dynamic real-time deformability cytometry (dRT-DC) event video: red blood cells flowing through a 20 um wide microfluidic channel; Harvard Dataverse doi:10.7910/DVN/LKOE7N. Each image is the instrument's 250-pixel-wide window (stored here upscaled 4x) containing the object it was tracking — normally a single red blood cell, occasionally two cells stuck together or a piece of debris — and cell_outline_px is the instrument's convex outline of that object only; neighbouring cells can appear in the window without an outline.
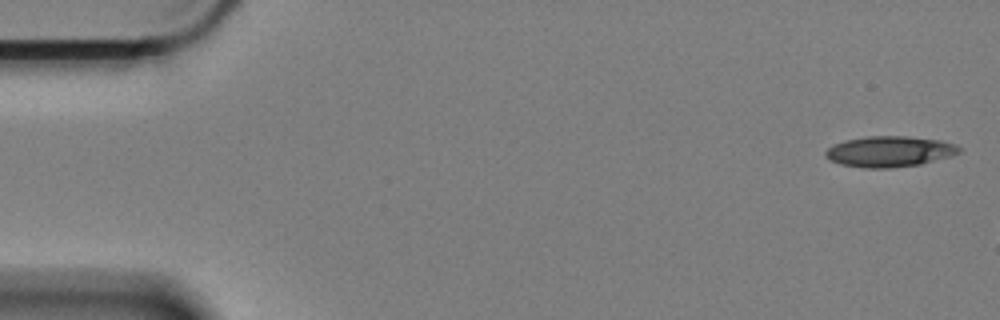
{"species": "Egyptian fruit bat (a non-hibernating species)", "species_latin": "Rousettus aegyptiacus", "temperature_condition": "cold", "stored_images_in_passage": 12, "camera_frame_rate_fps": 3000, "um_per_image_px": 0.085, "animal": {"sex": "female"}, "frame": {"image": 1, "passage_image": 1, "time_ms": 0.0, "image_size_px": [1000, 320], "cell_outline_px": [[964, 152], [952, 156], [920, 164], [888, 168], [864, 168], [840, 164], [824, 156], [824, 152], [832, 144], [844, 140], [864, 136], [908, 136], [940, 140], [956, 144], [964, 148]], "centroid_in_image_um": [75.65, 12.87], "position_along_channel_um": 9.4, "area_um2": 24.33}}